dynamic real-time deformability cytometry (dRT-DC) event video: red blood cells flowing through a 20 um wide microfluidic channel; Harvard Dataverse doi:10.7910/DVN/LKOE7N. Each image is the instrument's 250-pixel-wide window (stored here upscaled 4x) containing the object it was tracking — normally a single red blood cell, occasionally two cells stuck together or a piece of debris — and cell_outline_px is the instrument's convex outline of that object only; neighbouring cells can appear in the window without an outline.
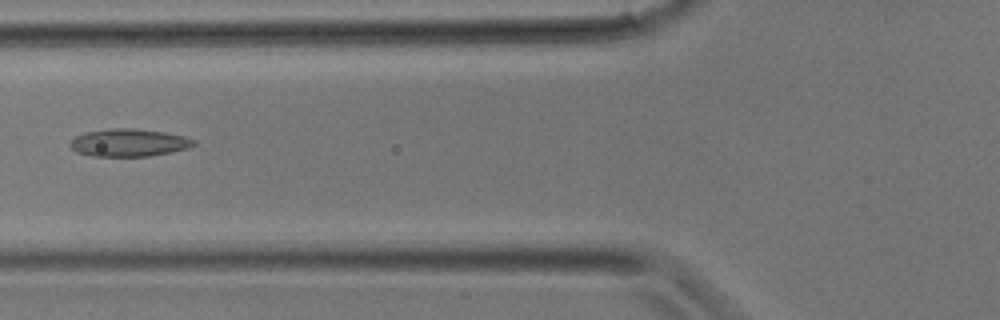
{"species": "common noctule bat (a hibernating species)", "species_latin": "Nyctalus noctula", "temperature_condition": "room temperature", "stored_images_in_passage": 28, "camera_frame_rate_fps": 3000, "um_per_image_px": 0.085, "animal": {"sex": "male", "body_mass_g": 17.9}, "frame": {"image": 1, "passage_image": 8, "time_ms": 2.333, "image_size_px": [1000, 320], "cell_outline_px": [[196, 144], [188, 148], [148, 156], [92, 156], [76, 152], [68, 144], [76, 136], [84, 132], [108, 128], [132, 128], [164, 132], [184, 136], [196, 140]], "centroid_in_image_um": [10.93, 12.12], "position_along_channel_um": 114.9, "area_um2": 19.88}}
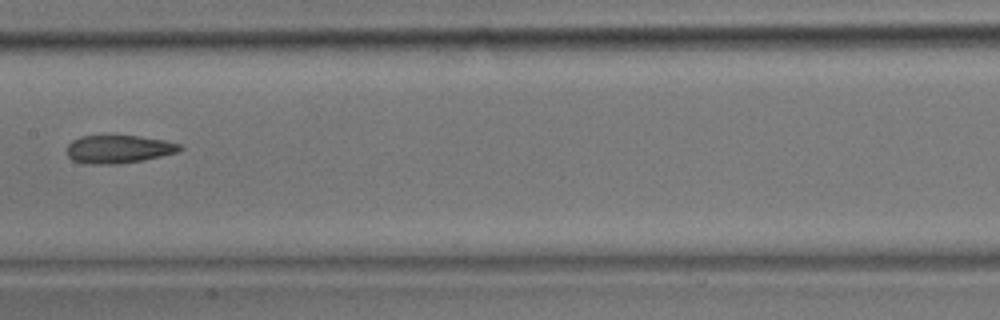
{"frame": {"image": 2, "passage_image": 12, "time_ms": 3.667, "image_size_px": [1000, 320], "cell_outline_px": [[184, 148], [180, 152], [144, 160], [116, 164], [84, 164], [72, 160], [68, 156], [68, 144], [72, 140], [80, 136], [136, 136], [164, 140], [184, 144]], "centroid_in_image_um": [10.13, 12.69], "position_along_channel_um": 197.3, "area_um2": 18.67}}
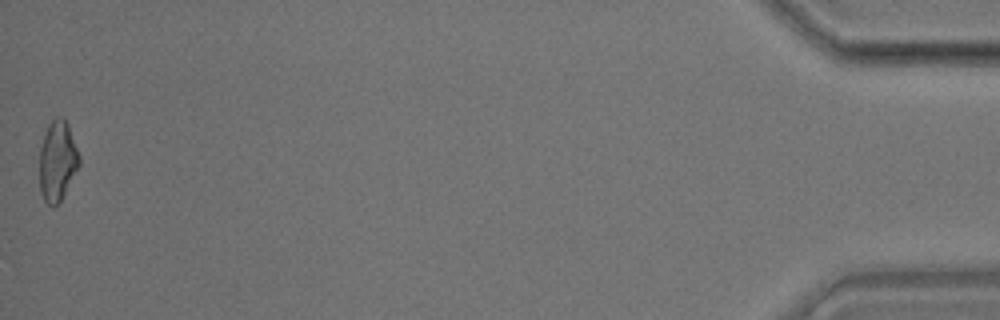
{"frame": {"image": 3, "passage_image": 28, "time_ms": 9.0, "image_size_px": [1000, 320], "cell_outline_px": [[80, 164], [60, 200], [52, 208], [44, 200], [40, 192], [40, 148], [48, 124], [56, 116], [64, 116], [68, 124], [80, 156]], "centroid_in_image_um": [4.88, 13.64], "position_along_channel_um": 430.3, "area_um2": 18.44}}